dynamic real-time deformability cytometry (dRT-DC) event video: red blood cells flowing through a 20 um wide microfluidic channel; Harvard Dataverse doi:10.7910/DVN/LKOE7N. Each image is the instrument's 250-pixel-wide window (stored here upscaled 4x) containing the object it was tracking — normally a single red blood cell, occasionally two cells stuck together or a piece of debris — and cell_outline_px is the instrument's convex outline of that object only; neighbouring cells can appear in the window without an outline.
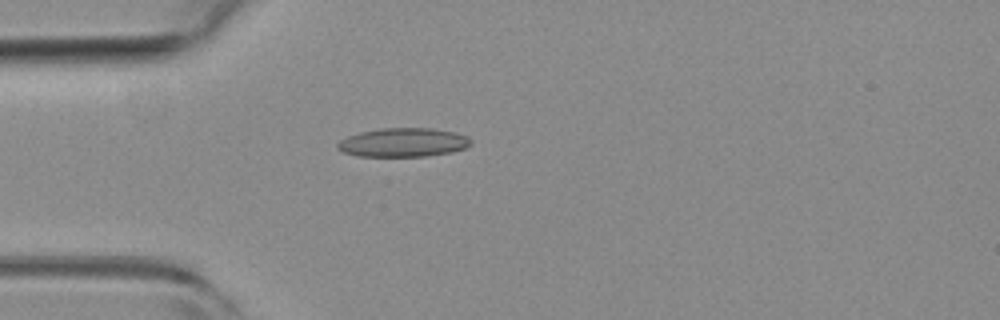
{"species": "common noctule bat (a hibernating species)", "species_latin": "Nyctalus noctula", "temperature_condition": "room temperature", "stored_images_in_passage": 5, "camera_frame_rate_fps": 3000, "um_per_image_px": 0.085, "animal": {"sex": "female", "body_mass_g": 19.3, "forearm_length_mm": 54.1}, "frame": {"image": 1, "passage_image": 5, "time_ms": 1.333, "image_size_px": [1000, 320], "cell_outline_px": [[472, 144], [464, 148], [452, 152], [424, 156], [356, 156], [344, 152], [336, 148], [336, 144], [340, 140], [348, 136], [360, 132], [380, 128], [432, 128], [456, 132], [468, 136], [472, 140]], "centroid_in_image_um": [34.28, 12.1], "position_along_channel_um": 50.7, "area_um2": 22.54}}